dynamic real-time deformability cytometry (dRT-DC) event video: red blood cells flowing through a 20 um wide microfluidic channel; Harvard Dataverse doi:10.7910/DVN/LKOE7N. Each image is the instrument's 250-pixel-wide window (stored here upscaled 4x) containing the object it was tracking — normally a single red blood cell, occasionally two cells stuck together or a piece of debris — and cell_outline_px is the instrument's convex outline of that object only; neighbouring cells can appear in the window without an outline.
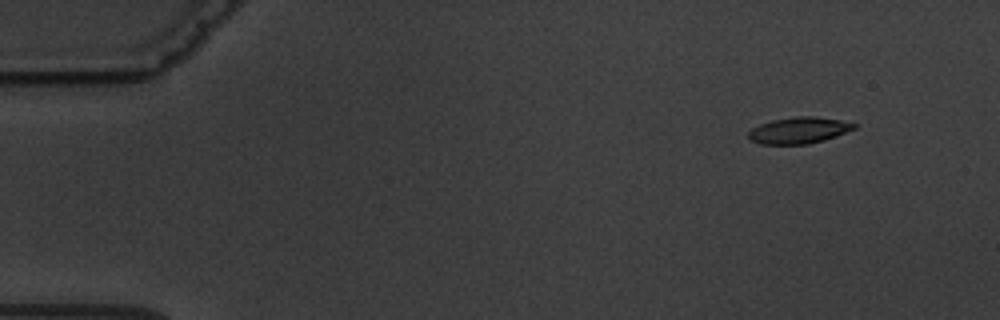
{"species": "common noctule bat (a hibernating species)", "species_latin": "Nyctalus noctula", "temperature_condition": "warm", "stored_images_in_passage": 4, "camera_frame_rate_fps": 3000, "um_per_image_px": 0.085, "animal": {"sex": "male", "body_mass_g": 19.5, "forearm_length_mm": 54.6}, "frame": {"image": 1, "passage_image": 2, "time_ms": 1.333, "image_size_px": [1000, 320], "cell_outline_px": [[856, 128], [836, 136], [824, 140], [808, 144], [760, 144], [748, 140], [748, 132], [752, 128], [760, 124], [772, 120], [796, 116], [816, 116], [840, 120], [856, 124]], "centroid_in_image_um": [67.87, 11.08], "position_along_channel_um": 17.1, "area_um2": 16.3}}
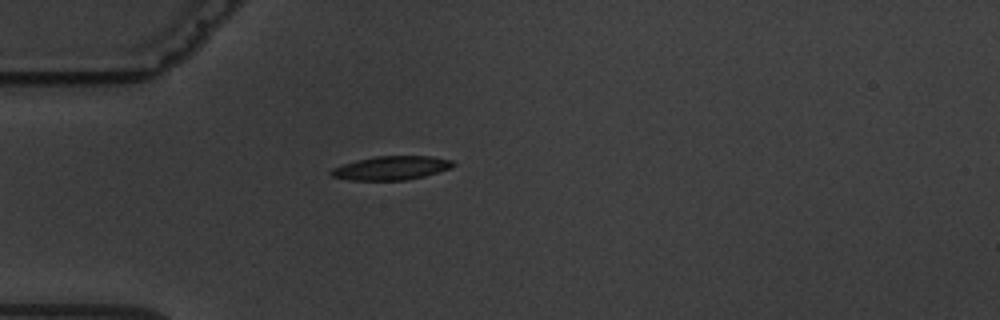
{"frame": {"image": 2, "passage_image": 4, "time_ms": 5.0, "image_size_px": [1000, 320], "cell_outline_px": [[456, 164], [452, 168], [424, 176], [408, 180], [348, 180], [332, 176], [328, 172], [332, 168], [356, 160], [376, 156], [432, 156], [452, 160]], "centroid_in_image_um": [33.27, 14.28], "position_along_channel_um": 51.7, "area_um2": 16.99}}